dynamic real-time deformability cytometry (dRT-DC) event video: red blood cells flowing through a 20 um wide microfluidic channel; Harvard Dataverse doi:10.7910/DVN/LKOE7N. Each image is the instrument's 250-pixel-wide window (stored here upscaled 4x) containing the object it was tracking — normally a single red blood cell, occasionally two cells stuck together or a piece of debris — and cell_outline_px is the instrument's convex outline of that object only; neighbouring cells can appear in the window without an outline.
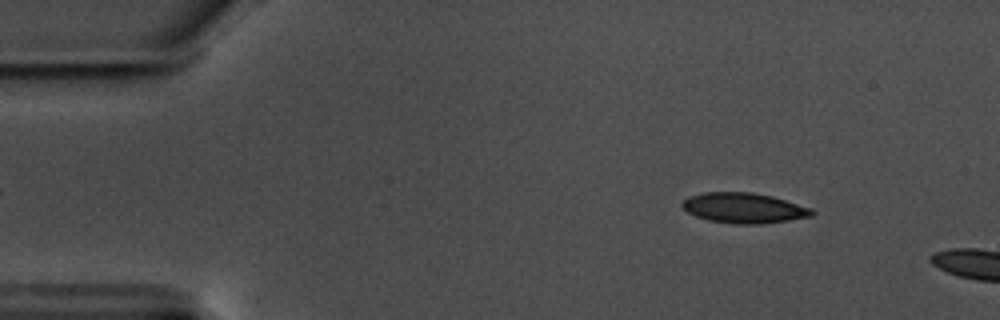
{"species": "common noctule bat (a hibernating species)", "species_latin": "Nyctalus noctula", "temperature_condition": "warm", "stored_images_in_passage": 11, "camera_frame_rate_fps": 3000, "um_per_image_px": 0.085, "animal": {"sex": "male", "body_mass_g": 17.5, "forearm_length_mm": 52.3}, "frame": {"image": 1, "passage_image": 7, "time_ms": 2.0, "image_size_px": [1000, 320], "cell_outline_px": [[816, 212], [812, 216], [788, 220], [760, 224], [732, 224], [708, 220], [696, 216], [688, 212], [680, 204], [688, 196], [704, 192], [752, 192], [772, 196], [812, 208]], "centroid_in_image_um": [63.23, 17.68], "position_along_channel_um": 21.8, "area_um2": 22.95}}